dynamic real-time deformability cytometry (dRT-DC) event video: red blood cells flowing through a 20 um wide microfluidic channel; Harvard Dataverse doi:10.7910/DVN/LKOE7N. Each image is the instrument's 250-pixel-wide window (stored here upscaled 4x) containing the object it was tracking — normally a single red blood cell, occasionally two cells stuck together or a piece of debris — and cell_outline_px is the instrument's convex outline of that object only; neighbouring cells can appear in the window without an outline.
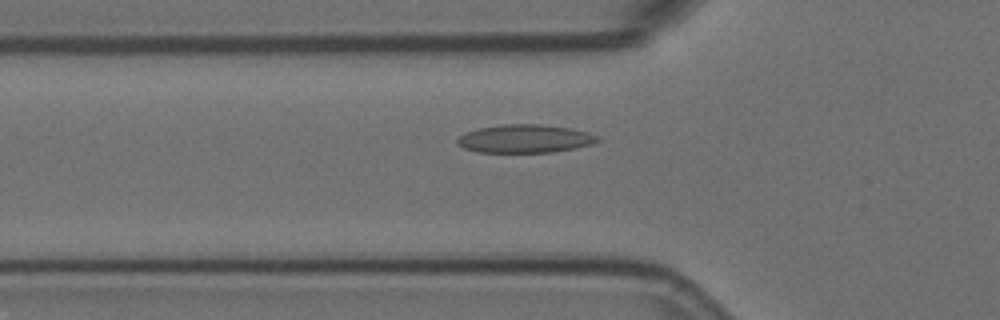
{"species": "Egyptian fruit bat (a non-hibernating species)", "species_latin": "Rousettus aegyptiacus", "temperature_condition": "room temperature", "stored_images_in_passage": 57, "camera_frame_rate_fps": 3000, "um_per_image_px": 0.085, "animal": {"sex": "female"}, "frame": {"image": 1, "passage_image": 19, "time_ms": 6.0, "image_size_px": [1000, 320], "cell_outline_px": [[600, 140], [592, 144], [552, 152], [480, 152], [464, 148], [456, 144], [456, 140], [464, 132], [476, 128], [504, 124], [540, 124], [568, 128], [588, 132], [596, 136]], "centroid_in_image_um": [44.56, 11.78], "position_along_channel_um": 81.2, "area_um2": 22.95}}
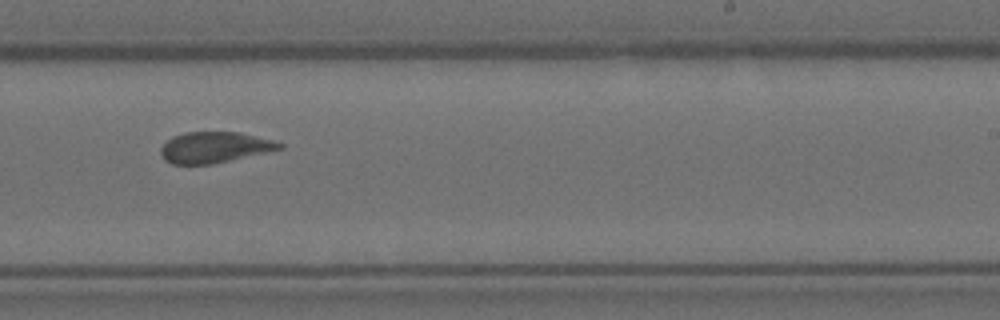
{"frame": {"image": 2, "passage_image": 35, "time_ms": 11.333, "image_size_px": [1000, 320], "cell_outline_px": [[284, 148], [212, 164], [172, 164], [164, 160], [160, 152], [160, 148], [172, 136], [184, 132], [240, 132], [272, 140], [284, 144]], "centroid_in_image_um": [18.21, 12.52], "position_along_channel_um": 270.8, "area_um2": 21.33}}
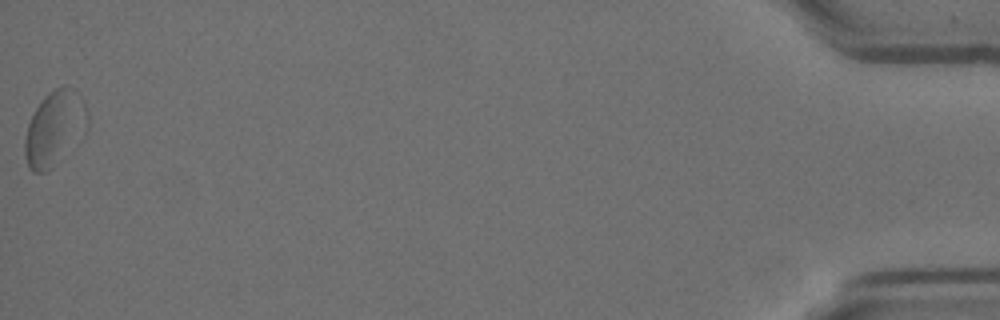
{"frame": {"image": 3, "passage_image": 57, "time_ms": 18.667, "image_size_px": [1000, 320], "cell_outline_px": [[84, 108], [48, 168], [44, 172], [32, 172], [28, 168], [24, 152], [24, 140], [28, 124], [36, 108], [44, 96], [48, 92], [64, 84], [68, 84], [80, 96], [84, 104]], "centroid_in_image_um": [4.34, 10.75], "position_along_channel_um": 430.9, "area_um2": 22.83}, "authors_computed_cell_mechanics": {"area_um2": 22.1374, "velocity_mm_per_s": 3.5487, "shape_relaxation_time_tau1_ms": 8.0497, "shape_relaxation_time_tau2_ms": 2.1921, "deformation_change_tau1": 0.169, "deformation_change_tau2": 0.0807}}